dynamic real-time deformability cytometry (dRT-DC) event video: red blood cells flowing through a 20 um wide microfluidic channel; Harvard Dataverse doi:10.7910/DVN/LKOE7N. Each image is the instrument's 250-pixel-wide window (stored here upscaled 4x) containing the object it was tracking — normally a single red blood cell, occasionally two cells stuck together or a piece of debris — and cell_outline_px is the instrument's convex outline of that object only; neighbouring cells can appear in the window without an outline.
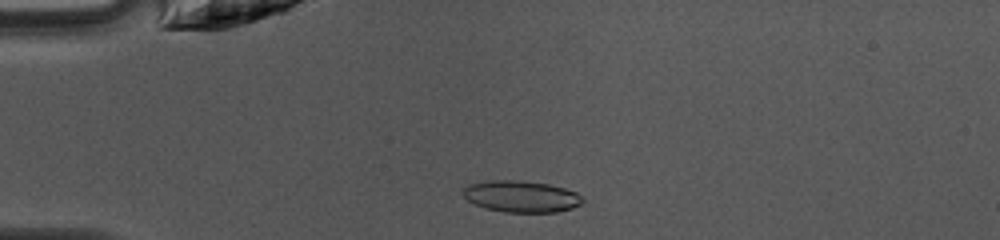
{"species": "common noctule bat (a hibernating species)", "species_latin": "Nyctalus noctula", "temperature_condition": "warm", "stored_images_in_passage": 39, "camera_frame_rate_fps": 3000, "um_per_image_px": 0.085, "animal": {"sex": "female", "body_mass_g": 10.0, "forearm_length_mm": 53.1}, "frame": {"image": 1, "passage_image": 3, "time_ms": 0.667, "image_size_px": [1000, 240], "cell_outline_px": [[584, 200], [580, 204], [572, 208], [556, 212], [504, 212], [484, 208], [468, 200], [464, 196], [464, 188], [468, 184], [488, 180], [520, 180], [548, 184], [564, 188], [576, 192], [584, 196]], "centroid_in_image_um": [44.32, 16.69], "position_along_channel_um": 40.7, "area_um2": 22.02}}
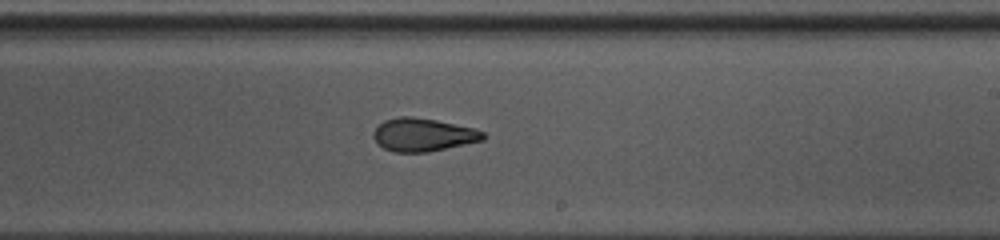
{"frame": {"image": 2, "passage_image": 20, "time_ms": 6.333, "image_size_px": [1000, 240], "cell_outline_px": [[488, 136], [484, 140], [428, 152], [396, 152], [384, 148], [372, 136], [372, 132], [384, 120], [400, 116], [412, 116], [436, 120], [476, 128], [484, 132]], "centroid_in_image_um": [36.0, 11.44], "position_along_channel_um": 253.0, "area_um2": 21.21}}
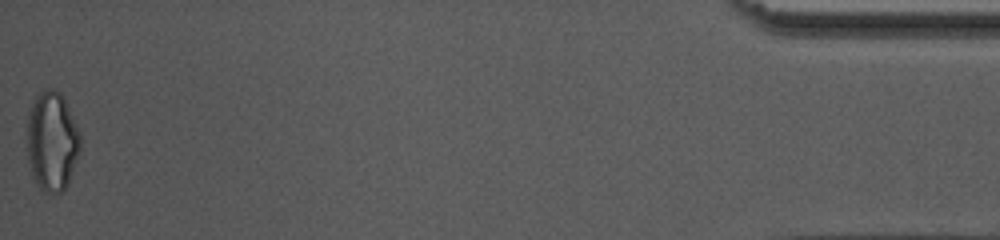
{"frame": {"image": 3, "passage_image": 39, "time_ms": 12.667, "image_size_px": [1000, 240], "cell_outline_px": [[80, 152], [68, 184], [60, 192], [44, 192], [36, 184], [32, 176], [28, 160], [28, 112], [32, 100], [40, 92], [48, 88], [56, 88], [64, 96], [80, 132]], "centroid_in_image_um": [4.43, 11.97], "position_along_channel_um": 430.8, "area_um2": 31.15}, "authors_computed_cell_mechanics": {"area_um2": 21.8484, "velocity_mm_per_s": 4.2153, "shape_relaxation_time_tau1_ms": 9.4916, "shape_relaxation_time_tau2_ms": 1.9289, "deformation_change_tau1": 0.2437, "deformation_change_tau2": 0.0861}}